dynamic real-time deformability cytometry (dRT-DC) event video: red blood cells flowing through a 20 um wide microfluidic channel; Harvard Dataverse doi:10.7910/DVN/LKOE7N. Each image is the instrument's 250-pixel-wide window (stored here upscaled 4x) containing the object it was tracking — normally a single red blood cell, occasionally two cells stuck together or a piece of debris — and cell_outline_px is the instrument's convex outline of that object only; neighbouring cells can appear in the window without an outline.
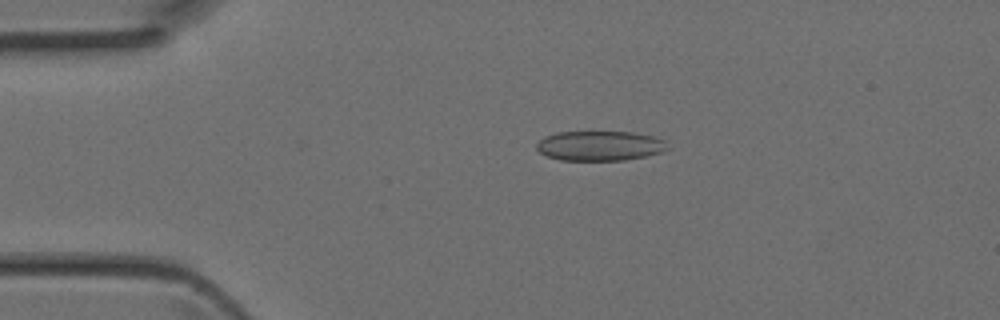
{"species": "Egyptian fruit bat (a non-hibernating species)", "species_latin": "Rousettus aegyptiacus", "temperature_condition": "room temperature", "stored_images_in_passage": 44, "camera_frame_rate_fps": 3000, "um_per_image_px": 0.085, "animal": {"sex": "female"}, "frame": {"image": 1, "passage_image": 9, "time_ms": 2.667, "image_size_px": [1000, 320], "cell_outline_px": [[668, 148], [660, 152], [644, 156], [624, 160], [560, 160], [548, 156], [540, 152], [536, 148], [536, 144], [544, 136], [556, 132], [632, 132], [656, 136], [664, 140]], "centroid_in_image_um": [50.97, 12.38], "position_along_channel_um": 34.0, "area_um2": 22.66}}
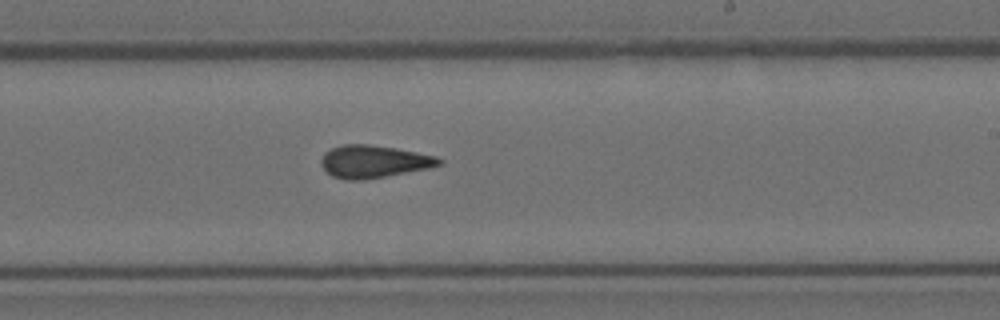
{"frame": {"image": 2, "passage_image": 26, "time_ms": 8.333, "image_size_px": [1000, 320], "cell_outline_px": [[444, 164], [428, 168], [384, 176], [360, 180], [348, 180], [332, 176], [320, 164], [320, 160], [324, 152], [340, 144], [368, 144], [396, 148], [436, 156], [444, 160]], "centroid_in_image_um": [31.76, 13.71], "position_along_channel_um": 257.2, "area_um2": 22.31}}
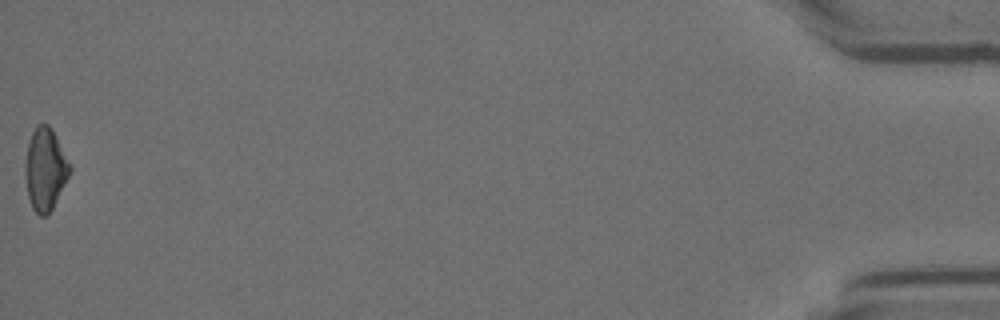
{"frame": {"image": 3, "passage_image": 44, "time_ms": 14.333, "image_size_px": [1000, 320], "cell_outline_px": [[72, 168], [48, 216], [40, 216], [32, 208], [28, 196], [24, 176], [24, 168], [28, 144], [32, 132], [36, 124], [48, 124], [52, 128]], "centroid_in_image_um": [3.82, 14.38], "position_along_channel_um": 431.4, "area_um2": 21.27}}